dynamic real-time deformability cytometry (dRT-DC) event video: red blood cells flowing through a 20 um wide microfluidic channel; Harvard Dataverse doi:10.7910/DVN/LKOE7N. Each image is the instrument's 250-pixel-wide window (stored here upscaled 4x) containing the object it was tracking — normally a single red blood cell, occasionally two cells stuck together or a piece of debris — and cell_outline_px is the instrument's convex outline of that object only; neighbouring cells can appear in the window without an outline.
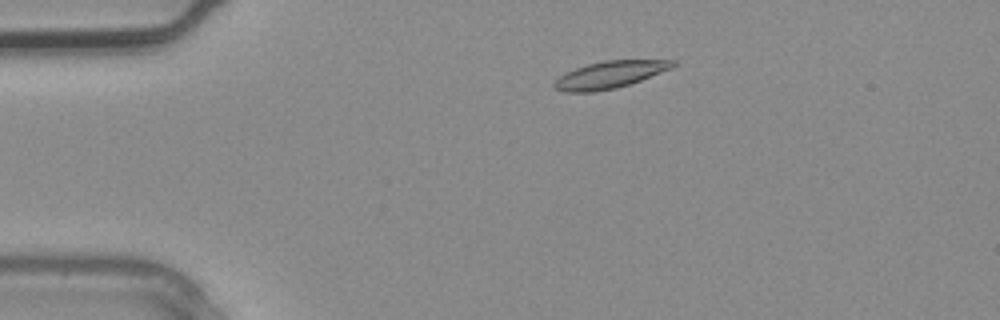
{"species": "common noctule bat (a hibernating species)", "species_latin": "Nyctalus noctula", "temperature_condition": "warm", "stored_images_in_passage": 3, "camera_frame_rate_fps": 3000, "um_per_image_px": 0.085, "animal": {"sex": "male", "body_mass_g": 20.4}, "frame": {"image": 1, "passage_image": 2, "time_ms": 0.333, "image_size_px": [1000, 320], "cell_outline_px": [[676, 64], [672, 68], [640, 80], [616, 88], [596, 92], [564, 92], [556, 88], [552, 84], [560, 76], [576, 68], [588, 64], [604, 60], [676, 60]], "centroid_in_image_um": [51.84, 6.35], "position_along_channel_um": 33.2, "area_um2": 18.5}}
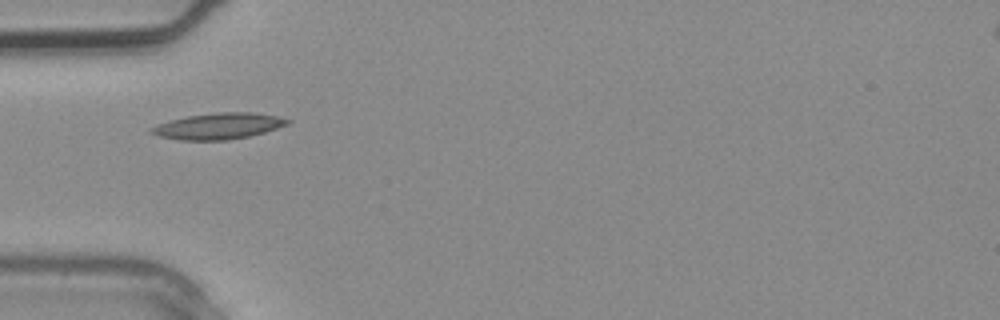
{"frame": {"image": 2, "passage_image": 3, "time_ms": 0.667, "image_size_px": [1000, 320], "cell_outline_px": [[292, 120], [288, 124], [264, 132], [248, 136], [228, 140], [180, 140], [160, 136], [148, 132], [148, 128], [156, 124], [168, 120], [188, 116], [216, 112], [252, 112], [276, 116]], "centroid_in_image_um": [18.51, 10.71], "position_along_channel_um": 66.5, "area_um2": 20.75}}